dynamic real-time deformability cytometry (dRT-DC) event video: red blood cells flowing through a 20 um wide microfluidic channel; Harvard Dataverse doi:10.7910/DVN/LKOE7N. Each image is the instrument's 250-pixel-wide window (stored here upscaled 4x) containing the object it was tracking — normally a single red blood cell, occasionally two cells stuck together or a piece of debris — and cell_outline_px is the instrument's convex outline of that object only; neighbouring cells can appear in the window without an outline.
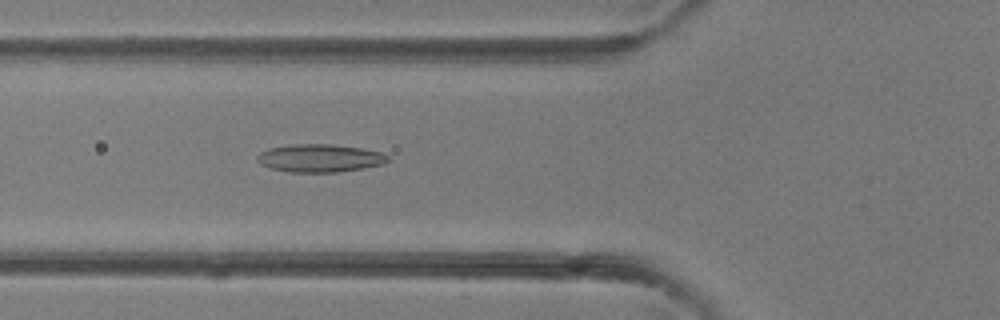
{"species": "common noctule bat (a hibernating species)", "species_latin": "Nyctalus noctula", "temperature_condition": "room temperature", "stored_images_in_passage": 42, "camera_frame_rate_fps": 3000, "um_per_image_px": 0.085, "animal": {"sex": "female"}, "frame": {"image": 1, "passage_image": 16, "time_ms": 5.0, "image_size_px": [1000, 320], "cell_outline_px": [[388, 160], [384, 164], [364, 168], [336, 172], [288, 172], [272, 168], [260, 164], [256, 160], [256, 156], [260, 152], [268, 148], [292, 144], [332, 144], [364, 148], [380, 152], [388, 156]], "centroid_in_image_um": [27.17, 13.43], "position_along_channel_um": 98.6, "area_um2": 21.39}}
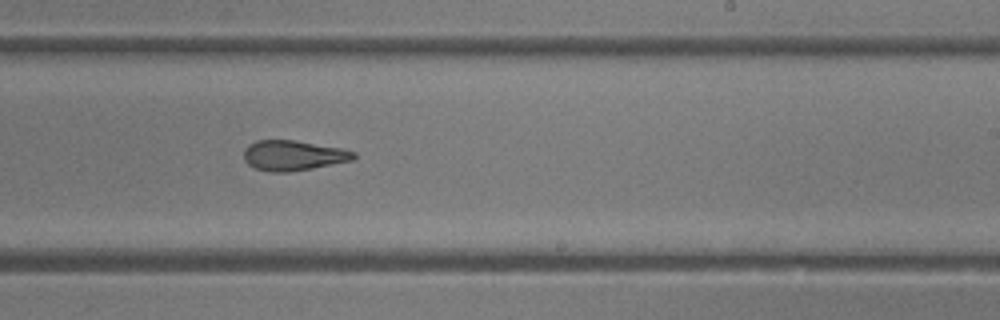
{"frame": {"image": 2, "passage_image": 26, "time_ms": 8.333, "image_size_px": [1000, 320], "cell_outline_px": [[356, 156], [352, 160], [312, 168], [288, 172], [272, 172], [256, 168], [248, 164], [244, 160], [244, 148], [248, 144], [256, 140], [296, 140], [340, 148], [356, 152]], "centroid_in_image_um": [24.9, 13.2], "position_along_channel_um": 264.1, "area_um2": 19.25}}
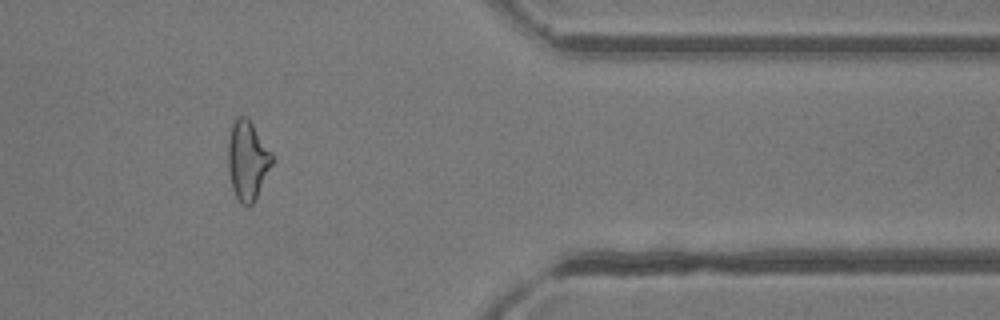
{"frame": {"image": 3, "passage_image": 35, "time_ms": 11.333, "image_size_px": [1000, 320], "cell_outline_px": [[272, 164], [256, 200], [248, 208], [240, 204], [232, 188], [228, 168], [228, 140], [232, 124], [236, 116], [248, 116], [272, 152]], "centroid_in_image_um": [21.04, 13.63], "position_along_channel_um": 390.4, "area_um2": 20.63}}